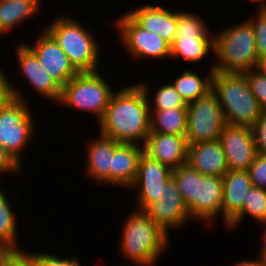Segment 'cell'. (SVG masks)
<instances>
[{"label":"cell","instance_id":"obj_6","mask_svg":"<svg viewBox=\"0 0 266 266\" xmlns=\"http://www.w3.org/2000/svg\"><path fill=\"white\" fill-rule=\"evenodd\" d=\"M214 70L223 73H243L258 68V56L253 25L247 18L221 32L214 33Z\"/></svg>","mask_w":266,"mask_h":266},{"label":"cell","instance_id":"obj_1","mask_svg":"<svg viewBox=\"0 0 266 266\" xmlns=\"http://www.w3.org/2000/svg\"><path fill=\"white\" fill-rule=\"evenodd\" d=\"M98 125L103 136L120 143L143 146L150 134V111L141 86L134 82L116 90Z\"/></svg>","mask_w":266,"mask_h":266},{"label":"cell","instance_id":"obj_13","mask_svg":"<svg viewBox=\"0 0 266 266\" xmlns=\"http://www.w3.org/2000/svg\"><path fill=\"white\" fill-rule=\"evenodd\" d=\"M24 44L37 56L41 66L61 87L79 73L66 53L45 29L36 37L33 45L27 42Z\"/></svg>","mask_w":266,"mask_h":266},{"label":"cell","instance_id":"obj_23","mask_svg":"<svg viewBox=\"0 0 266 266\" xmlns=\"http://www.w3.org/2000/svg\"><path fill=\"white\" fill-rule=\"evenodd\" d=\"M209 69V74L205 75L206 77L203 76L204 78H201L196 70L184 69L182 74H179V76L173 80L172 85L187 104L205 96L212 90V76L214 73L213 62L210 64Z\"/></svg>","mask_w":266,"mask_h":266},{"label":"cell","instance_id":"obj_26","mask_svg":"<svg viewBox=\"0 0 266 266\" xmlns=\"http://www.w3.org/2000/svg\"><path fill=\"white\" fill-rule=\"evenodd\" d=\"M247 216L258 221L260 225H266V189L250 187L246 199H243L242 210L227 224L226 228L237 229Z\"/></svg>","mask_w":266,"mask_h":266},{"label":"cell","instance_id":"obj_34","mask_svg":"<svg viewBox=\"0 0 266 266\" xmlns=\"http://www.w3.org/2000/svg\"><path fill=\"white\" fill-rule=\"evenodd\" d=\"M247 171L252 186L266 189V154H256L253 163Z\"/></svg>","mask_w":266,"mask_h":266},{"label":"cell","instance_id":"obj_4","mask_svg":"<svg viewBox=\"0 0 266 266\" xmlns=\"http://www.w3.org/2000/svg\"><path fill=\"white\" fill-rule=\"evenodd\" d=\"M212 91L218 97L226 124L252 127L263 110L243 73L214 70Z\"/></svg>","mask_w":266,"mask_h":266},{"label":"cell","instance_id":"obj_24","mask_svg":"<svg viewBox=\"0 0 266 266\" xmlns=\"http://www.w3.org/2000/svg\"><path fill=\"white\" fill-rule=\"evenodd\" d=\"M39 12V8L27 0H0V36L9 33Z\"/></svg>","mask_w":266,"mask_h":266},{"label":"cell","instance_id":"obj_8","mask_svg":"<svg viewBox=\"0 0 266 266\" xmlns=\"http://www.w3.org/2000/svg\"><path fill=\"white\" fill-rule=\"evenodd\" d=\"M28 106V102L17 98L0 106V144L20 166L24 165V148L36 134L35 116Z\"/></svg>","mask_w":266,"mask_h":266},{"label":"cell","instance_id":"obj_40","mask_svg":"<svg viewBox=\"0 0 266 266\" xmlns=\"http://www.w3.org/2000/svg\"><path fill=\"white\" fill-rule=\"evenodd\" d=\"M252 1V3H258L257 6H258V10H266V0H250ZM249 2V0H248Z\"/></svg>","mask_w":266,"mask_h":266},{"label":"cell","instance_id":"obj_21","mask_svg":"<svg viewBox=\"0 0 266 266\" xmlns=\"http://www.w3.org/2000/svg\"><path fill=\"white\" fill-rule=\"evenodd\" d=\"M222 220L227 224L242 210L243 199L252 187L248 171L229 170L223 177Z\"/></svg>","mask_w":266,"mask_h":266},{"label":"cell","instance_id":"obj_10","mask_svg":"<svg viewBox=\"0 0 266 266\" xmlns=\"http://www.w3.org/2000/svg\"><path fill=\"white\" fill-rule=\"evenodd\" d=\"M115 28L126 53L136 61L170 58V44L160 35L144 30L127 13L117 18ZM141 58V59H140Z\"/></svg>","mask_w":266,"mask_h":266},{"label":"cell","instance_id":"obj_20","mask_svg":"<svg viewBox=\"0 0 266 266\" xmlns=\"http://www.w3.org/2000/svg\"><path fill=\"white\" fill-rule=\"evenodd\" d=\"M187 163L206 176L223 177L229 171L219 140L188 145Z\"/></svg>","mask_w":266,"mask_h":266},{"label":"cell","instance_id":"obj_30","mask_svg":"<svg viewBox=\"0 0 266 266\" xmlns=\"http://www.w3.org/2000/svg\"><path fill=\"white\" fill-rule=\"evenodd\" d=\"M255 15L249 16L248 19L253 25L258 62H260L266 59V10H257Z\"/></svg>","mask_w":266,"mask_h":266},{"label":"cell","instance_id":"obj_42","mask_svg":"<svg viewBox=\"0 0 266 266\" xmlns=\"http://www.w3.org/2000/svg\"><path fill=\"white\" fill-rule=\"evenodd\" d=\"M27 1H31L32 3H34L39 9H40V5H41V3H43V2H41V1H43V0H27Z\"/></svg>","mask_w":266,"mask_h":266},{"label":"cell","instance_id":"obj_3","mask_svg":"<svg viewBox=\"0 0 266 266\" xmlns=\"http://www.w3.org/2000/svg\"><path fill=\"white\" fill-rule=\"evenodd\" d=\"M133 211L120 230V253L134 265L154 266L169 249L170 237L145 211Z\"/></svg>","mask_w":266,"mask_h":266},{"label":"cell","instance_id":"obj_12","mask_svg":"<svg viewBox=\"0 0 266 266\" xmlns=\"http://www.w3.org/2000/svg\"><path fill=\"white\" fill-rule=\"evenodd\" d=\"M172 177V170L150 158L144 152L140 156L137 177L130 190L136 191V208L144 211L159 199L165 183ZM137 189V190H136Z\"/></svg>","mask_w":266,"mask_h":266},{"label":"cell","instance_id":"obj_15","mask_svg":"<svg viewBox=\"0 0 266 266\" xmlns=\"http://www.w3.org/2000/svg\"><path fill=\"white\" fill-rule=\"evenodd\" d=\"M15 46L18 69L23 74L22 77H26V81L39 94V97L57 104L61 97L62 87L41 66L37 56L24 44V41H19V44Z\"/></svg>","mask_w":266,"mask_h":266},{"label":"cell","instance_id":"obj_38","mask_svg":"<svg viewBox=\"0 0 266 266\" xmlns=\"http://www.w3.org/2000/svg\"><path fill=\"white\" fill-rule=\"evenodd\" d=\"M233 266H266V264L258 257V259H243L240 262L233 264Z\"/></svg>","mask_w":266,"mask_h":266},{"label":"cell","instance_id":"obj_28","mask_svg":"<svg viewBox=\"0 0 266 266\" xmlns=\"http://www.w3.org/2000/svg\"><path fill=\"white\" fill-rule=\"evenodd\" d=\"M138 84L144 90L148 104L149 110H163L169 108H179V107H187V103L180 96V94L175 90L172 83H166L165 85H160L157 88V91L154 93L153 102L150 100L151 90L150 86H147V81H140Z\"/></svg>","mask_w":266,"mask_h":266},{"label":"cell","instance_id":"obj_5","mask_svg":"<svg viewBox=\"0 0 266 266\" xmlns=\"http://www.w3.org/2000/svg\"><path fill=\"white\" fill-rule=\"evenodd\" d=\"M64 15L54 18L44 29L55 39L79 72L99 71L101 46L97 38L77 18L70 14Z\"/></svg>","mask_w":266,"mask_h":266},{"label":"cell","instance_id":"obj_19","mask_svg":"<svg viewBox=\"0 0 266 266\" xmlns=\"http://www.w3.org/2000/svg\"><path fill=\"white\" fill-rule=\"evenodd\" d=\"M87 177L101 185L110 186V168L115 152V140L99 133L87 143Z\"/></svg>","mask_w":266,"mask_h":266},{"label":"cell","instance_id":"obj_43","mask_svg":"<svg viewBox=\"0 0 266 266\" xmlns=\"http://www.w3.org/2000/svg\"><path fill=\"white\" fill-rule=\"evenodd\" d=\"M123 266H125V265H123ZM128 266V265H127ZM130 266H132V265H130ZM134 266V265H133ZM135 266H143V265H140V264H135Z\"/></svg>","mask_w":266,"mask_h":266},{"label":"cell","instance_id":"obj_2","mask_svg":"<svg viewBox=\"0 0 266 266\" xmlns=\"http://www.w3.org/2000/svg\"><path fill=\"white\" fill-rule=\"evenodd\" d=\"M172 177L191 219L201 220L206 226L215 224L217 217L222 215L223 178L203 175L188 163L172 170Z\"/></svg>","mask_w":266,"mask_h":266},{"label":"cell","instance_id":"obj_29","mask_svg":"<svg viewBox=\"0 0 266 266\" xmlns=\"http://www.w3.org/2000/svg\"><path fill=\"white\" fill-rule=\"evenodd\" d=\"M206 25L201 16L179 9L176 36H214V32H210Z\"/></svg>","mask_w":266,"mask_h":266},{"label":"cell","instance_id":"obj_33","mask_svg":"<svg viewBox=\"0 0 266 266\" xmlns=\"http://www.w3.org/2000/svg\"><path fill=\"white\" fill-rule=\"evenodd\" d=\"M8 76H6L3 69L0 68V106L9 104L15 98L28 101L25 95L18 90V86L12 83ZM15 85V86H14Z\"/></svg>","mask_w":266,"mask_h":266},{"label":"cell","instance_id":"obj_9","mask_svg":"<svg viewBox=\"0 0 266 266\" xmlns=\"http://www.w3.org/2000/svg\"><path fill=\"white\" fill-rule=\"evenodd\" d=\"M225 124L218 97L211 90L187 105L185 133L187 144L219 140Z\"/></svg>","mask_w":266,"mask_h":266},{"label":"cell","instance_id":"obj_7","mask_svg":"<svg viewBox=\"0 0 266 266\" xmlns=\"http://www.w3.org/2000/svg\"><path fill=\"white\" fill-rule=\"evenodd\" d=\"M96 72H79L63 87L57 104L69 109L82 110L93 114L97 123L105 114L113 93L111 85L106 81L102 70Z\"/></svg>","mask_w":266,"mask_h":266},{"label":"cell","instance_id":"obj_18","mask_svg":"<svg viewBox=\"0 0 266 266\" xmlns=\"http://www.w3.org/2000/svg\"><path fill=\"white\" fill-rule=\"evenodd\" d=\"M143 152L142 145L115 141V152L110 168V186L130 189L136 180L138 164Z\"/></svg>","mask_w":266,"mask_h":266},{"label":"cell","instance_id":"obj_36","mask_svg":"<svg viewBox=\"0 0 266 266\" xmlns=\"http://www.w3.org/2000/svg\"><path fill=\"white\" fill-rule=\"evenodd\" d=\"M50 253L36 252L38 266H81L80 260L75 256L62 258L61 256H56L55 253Z\"/></svg>","mask_w":266,"mask_h":266},{"label":"cell","instance_id":"obj_31","mask_svg":"<svg viewBox=\"0 0 266 266\" xmlns=\"http://www.w3.org/2000/svg\"><path fill=\"white\" fill-rule=\"evenodd\" d=\"M0 266H38L36 251L1 250Z\"/></svg>","mask_w":266,"mask_h":266},{"label":"cell","instance_id":"obj_41","mask_svg":"<svg viewBox=\"0 0 266 266\" xmlns=\"http://www.w3.org/2000/svg\"><path fill=\"white\" fill-rule=\"evenodd\" d=\"M258 69H260L266 75V59H263L259 62Z\"/></svg>","mask_w":266,"mask_h":266},{"label":"cell","instance_id":"obj_39","mask_svg":"<svg viewBox=\"0 0 266 266\" xmlns=\"http://www.w3.org/2000/svg\"><path fill=\"white\" fill-rule=\"evenodd\" d=\"M263 241H262V245L261 248L259 250L260 255L258 256L265 264H266V225H263Z\"/></svg>","mask_w":266,"mask_h":266},{"label":"cell","instance_id":"obj_27","mask_svg":"<svg viewBox=\"0 0 266 266\" xmlns=\"http://www.w3.org/2000/svg\"><path fill=\"white\" fill-rule=\"evenodd\" d=\"M10 197H6L5 191L0 189V251L20 250L18 241L17 218L10 204Z\"/></svg>","mask_w":266,"mask_h":266},{"label":"cell","instance_id":"obj_25","mask_svg":"<svg viewBox=\"0 0 266 266\" xmlns=\"http://www.w3.org/2000/svg\"><path fill=\"white\" fill-rule=\"evenodd\" d=\"M150 111V132L185 135L187 107Z\"/></svg>","mask_w":266,"mask_h":266},{"label":"cell","instance_id":"obj_14","mask_svg":"<svg viewBox=\"0 0 266 266\" xmlns=\"http://www.w3.org/2000/svg\"><path fill=\"white\" fill-rule=\"evenodd\" d=\"M219 141L228 170L247 171L257 154L251 127L225 124Z\"/></svg>","mask_w":266,"mask_h":266},{"label":"cell","instance_id":"obj_37","mask_svg":"<svg viewBox=\"0 0 266 266\" xmlns=\"http://www.w3.org/2000/svg\"><path fill=\"white\" fill-rule=\"evenodd\" d=\"M0 144V176L4 174H12L15 176L23 169ZM2 174V175H1Z\"/></svg>","mask_w":266,"mask_h":266},{"label":"cell","instance_id":"obj_11","mask_svg":"<svg viewBox=\"0 0 266 266\" xmlns=\"http://www.w3.org/2000/svg\"><path fill=\"white\" fill-rule=\"evenodd\" d=\"M144 211L168 235L170 230H177L192 221L173 177L165 183L159 199L152 202Z\"/></svg>","mask_w":266,"mask_h":266},{"label":"cell","instance_id":"obj_17","mask_svg":"<svg viewBox=\"0 0 266 266\" xmlns=\"http://www.w3.org/2000/svg\"><path fill=\"white\" fill-rule=\"evenodd\" d=\"M158 3L145 4L126 13L144 30L160 35L171 45L176 36L178 9L171 11Z\"/></svg>","mask_w":266,"mask_h":266},{"label":"cell","instance_id":"obj_16","mask_svg":"<svg viewBox=\"0 0 266 266\" xmlns=\"http://www.w3.org/2000/svg\"><path fill=\"white\" fill-rule=\"evenodd\" d=\"M143 150L150 158L171 170L187 163L188 144L185 135L150 132Z\"/></svg>","mask_w":266,"mask_h":266},{"label":"cell","instance_id":"obj_22","mask_svg":"<svg viewBox=\"0 0 266 266\" xmlns=\"http://www.w3.org/2000/svg\"><path fill=\"white\" fill-rule=\"evenodd\" d=\"M214 54V36H175L170 45V58L184 59L188 63L200 62Z\"/></svg>","mask_w":266,"mask_h":266},{"label":"cell","instance_id":"obj_32","mask_svg":"<svg viewBox=\"0 0 266 266\" xmlns=\"http://www.w3.org/2000/svg\"><path fill=\"white\" fill-rule=\"evenodd\" d=\"M243 74L260 106L266 108V75L258 68L245 71Z\"/></svg>","mask_w":266,"mask_h":266},{"label":"cell","instance_id":"obj_35","mask_svg":"<svg viewBox=\"0 0 266 266\" xmlns=\"http://www.w3.org/2000/svg\"><path fill=\"white\" fill-rule=\"evenodd\" d=\"M257 154H266V108L251 127Z\"/></svg>","mask_w":266,"mask_h":266}]
</instances>
